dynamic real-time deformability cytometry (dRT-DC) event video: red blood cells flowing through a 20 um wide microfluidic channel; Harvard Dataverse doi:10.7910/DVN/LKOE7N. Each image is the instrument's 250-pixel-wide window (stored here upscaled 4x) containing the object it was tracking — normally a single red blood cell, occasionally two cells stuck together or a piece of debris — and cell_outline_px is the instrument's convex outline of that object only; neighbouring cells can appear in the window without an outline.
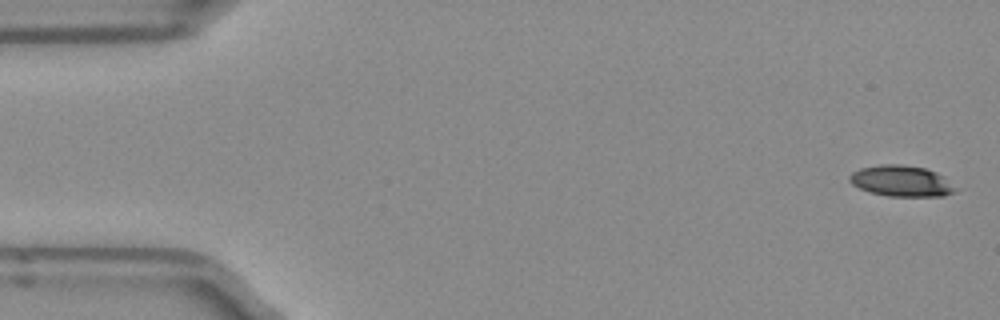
{"species": "Egyptian fruit bat (a non-hibernating species)", "species_latin": "Rousettus aegyptiacus", "temperature_condition": "room temperature", "stored_images_in_passage": 5, "camera_frame_rate_fps": 3000, "um_per_image_px": 0.085, "frame": {"image": 1, "passage_image": 1, "time_ms": 0.0, "image_size_px": [1000, 320], "cell_outline_px": [[960, 188], [956, 192], [944, 196], [888, 196], [868, 192], [852, 184], [848, 180], [848, 176], [852, 172], [860, 168], [880, 164], [904, 164], [924, 168], [936, 172], [944, 176]], "centroid_in_image_um": [76.65, 15.39], "position_along_channel_um": 8.3, "area_um2": 19.54}}